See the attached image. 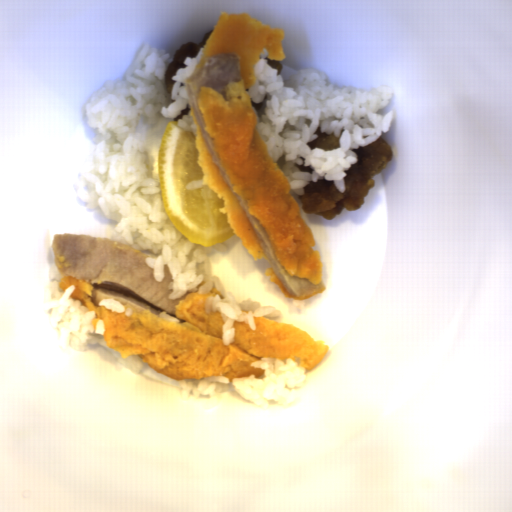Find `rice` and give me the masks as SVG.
Returning <instances> with one entry per match:
<instances>
[{
    "label": "rice",
    "mask_w": 512,
    "mask_h": 512,
    "mask_svg": "<svg viewBox=\"0 0 512 512\" xmlns=\"http://www.w3.org/2000/svg\"><path fill=\"white\" fill-rule=\"evenodd\" d=\"M205 47V46H204ZM204 47L196 57L187 56L166 90L165 74L174 62L164 48H150L144 42L124 79L106 80L88 100L84 111L86 123L95 130L92 168L80 171L73 182L78 200L85 209H100L103 216L117 222L110 240L127 244L149 257L145 263L153 269L157 282L164 279V265L169 267L173 282L168 299H178L187 292L205 294L213 287L223 296L209 295L205 313L220 312L223 345L234 343V321H243L256 330L255 317L276 320L283 316L273 306H260L253 299L237 301L215 276L212 263L228 250L223 243L211 246L194 244L167 216L161 196L160 180L149 175L150 139L136 132L140 117L155 126L160 117L176 119L188 107V114L177 119L184 132L197 131L190 116V102L185 79L197 68Z\"/></svg>",
    "instance_id": "obj_1"
},
{
    "label": "rice",
    "mask_w": 512,
    "mask_h": 512,
    "mask_svg": "<svg viewBox=\"0 0 512 512\" xmlns=\"http://www.w3.org/2000/svg\"><path fill=\"white\" fill-rule=\"evenodd\" d=\"M263 51L253 65L255 82L245 92L269 155L297 195H305L310 181L324 179L345 194V171L359 159L353 150L374 143L391 128L393 109L385 115L377 111L389 105L393 87L334 86L323 70L314 67L284 80L278 69L269 66V50L263 47ZM320 126L322 133L334 131L340 137L341 148L310 150L306 144L318 137L313 133Z\"/></svg>",
    "instance_id": "obj_2"
},
{
    "label": "rice",
    "mask_w": 512,
    "mask_h": 512,
    "mask_svg": "<svg viewBox=\"0 0 512 512\" xmlns=\"http://www.w3.org/2000/svg\"><path fill=\"white\" fill-rule=\"evenodd\" d=\"M53 239L54 236L50 235L46 240L51 296L44 300L42 308L45 314L51 312L50 320L59 334L61 346L83 352L89 349V345L99 344L108 349L118 363L131 373L144 374L145 377L179 388L185 400L190 398L191 393L194 399H197L200 396L226 392L234 387L242 398L265 409L269 407L268 401L272 400L278 401L283 406L291 405L295 401V395L289 388L305 386L306 366H299V362L290 358L283 361L275 357H261L250 363V366L264 370L260 377L251 373L249 377H235L231 381L226 375H205L203 379L175 380L163 373H158L148 363H144L137 354L122 358L118 350L106 345L105 321L99 319L94 327L92 320L97 317L96 311L84 306L81 300L71 298L76 286L69 285L64 291L59 285L61 275L55 263Z\"/></svg>",
    "instance_id": "obj_3"
}]
</instances>
